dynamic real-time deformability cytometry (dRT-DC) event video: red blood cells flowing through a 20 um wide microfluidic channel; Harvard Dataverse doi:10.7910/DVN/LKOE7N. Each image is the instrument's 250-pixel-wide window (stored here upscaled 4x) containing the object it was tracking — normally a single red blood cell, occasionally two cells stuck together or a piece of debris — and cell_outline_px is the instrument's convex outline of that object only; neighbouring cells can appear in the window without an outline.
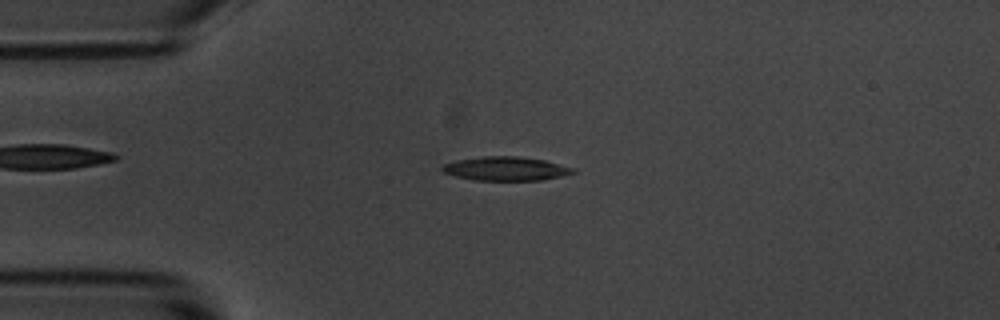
{"species": "common noctule bat (a hibernating species)", "species_latin": "Nyctalus noctula", "temperature_condition": "room temperature", "stored_images_in_passage": 44, "camera_frame_rate_fps": 3000, "um_per_image_px": 0.085, "animal": {"sex": "male", "body_mass_g": 20.1, "forearm_length_mm": 53.5}, "frame": {"image": 1, "passage_image": 2, "time_ms": 0.333, "image_size_px": [1000, 320], "cell_outline_px": [[576, 172], [560, 176], [540, 180], [476, 180], [456, 176], [444, 172], [440, 168], [444, 164], [456, 160], [484, 156], [516, 156], [544, 160], [576, 168]], "centroid_in_image_um": [43.0, 14.33], "position_along_channel_um": 42.0, "area_um2": 18.03}}
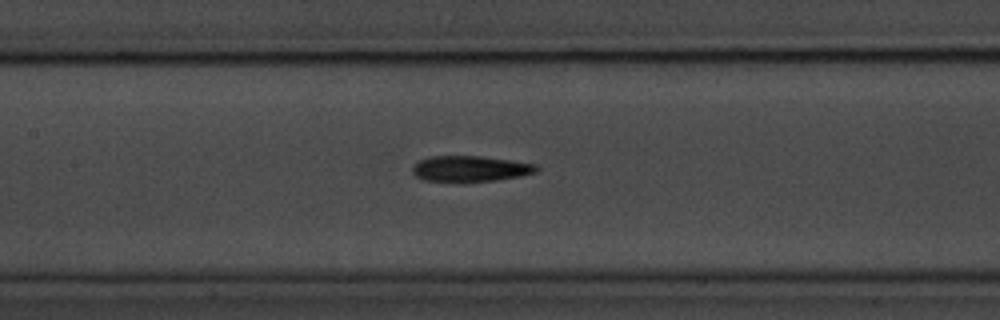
{"frame": {"image": 2, "passage_image": 14, "time_ms": 4.333, "image_size_px": [1000, 320], "cell_outline_px": [[540, 168], [536, 172], [520, 176], [496, 180], [424, 180], [416, 176], [412, 172], [412, 168], [420, 160], [432, 156], [480, 156], [536, 164]], "centroid_in_image_um": [40.0, 14.32], "position_along_channel_um": 167.4, "area_um2": 18.03}}
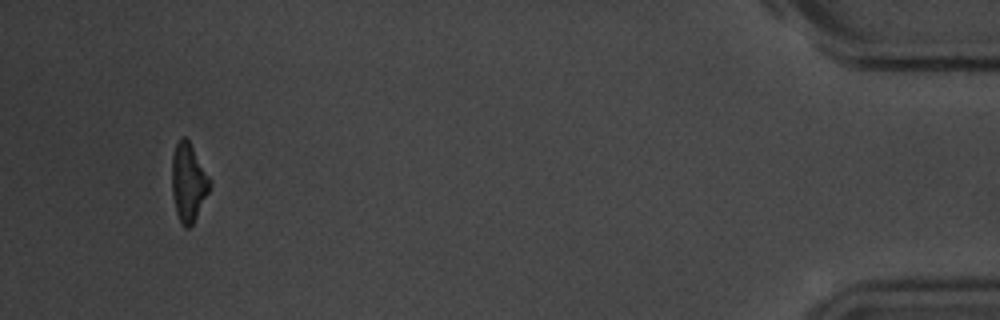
{"frame": {"image": 3, "passage_image": 41, "time_ms": 13.333, "image_size_px": [1000, 320], "cell_outline_px": [[212, 184], [192, 224], [188, 228], [184, 228], [176, 212], [172, 192], [172, 156], [176, 144], [180, 136], [184, 136], [188, 140], [212, 180]], "centroid_in_image_um": [16.01, 15.47], "position_along_channel_um": 419.2, "area_um2": 17.11}, "authors_computed_cell_mechanics": {"area_um2": 18.4382, "velocity_mm_per_s": 3.6424, "shape_relaxation_time_tau1_ms": 3.1203, "shape_relaxation_time_tau2_ms": 4.2961, "deformation_change_tau1": 0.1674, "deformation_change_tau2": 0.1622}}